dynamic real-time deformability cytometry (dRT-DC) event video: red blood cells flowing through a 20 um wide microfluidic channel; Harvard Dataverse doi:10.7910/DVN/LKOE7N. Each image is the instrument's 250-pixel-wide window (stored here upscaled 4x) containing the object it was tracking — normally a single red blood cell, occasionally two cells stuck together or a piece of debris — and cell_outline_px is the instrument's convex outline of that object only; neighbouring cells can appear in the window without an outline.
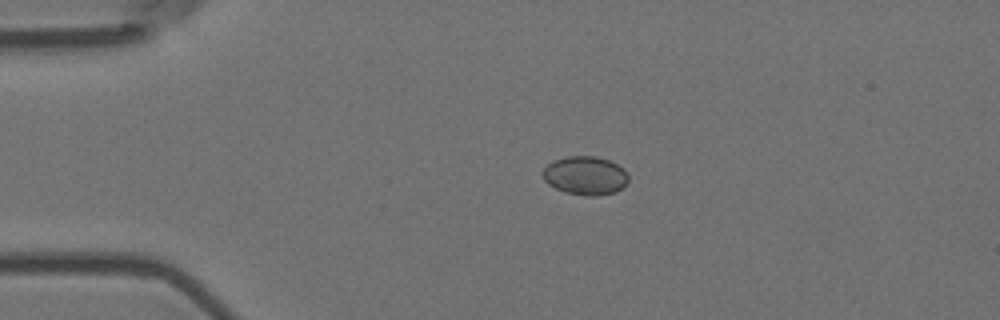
{"species": "Egyptian fruit bat (a non-hibernating species)", "species_latin": "Rousettus aegyptiacus", "temperature_condition": "room temperature", "stored_images_in_passage": 9, "camera_frame_rate_fps": 3000, "um_per_image_px": 0.085, "animal": {"sex": "female"}, "frame": {"image": 1, "passage_image": 2, "time_ms": 0.333, "image_size_px": [1000, 320], "cell_outline_px": [[628, 180], [616, 192], [596, 196], [584, 196], [564, 192], [548, 184], [544, 180], [540, 172], [548, 164], [556, 160], [568, 156], [596, 156], [608, 160], [624, 168], [628, 172]], "centroid_in_image_um": [49.73, 14.93], "position_along_channel_um": 35.3, "area_um2": 19.36}}
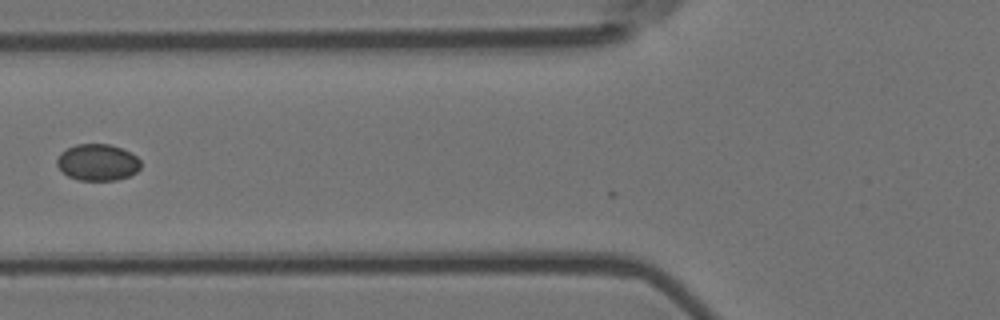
{"frame": {"image": 2, "passage_image": 5, "time_ms": 1.333, "image_size_px": [1000, 320], "cell_outline_px": [[140, 168], [136, 172], [128, 176], [116, 180], [80, 180], [68, 176], [56, 164], [56, 160], [60, 152], [76, 144], [108, 144], [120, 148], [136, 156], [140, 160]], "centroid_in_image_um": [8.28, 13.8], "position_along_channel_um": 117.5, "area_um2": 17.69}}
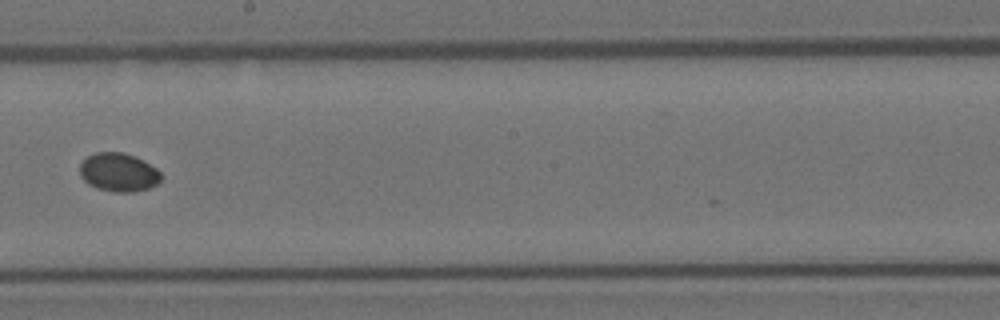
{"frame": {"image": 3, "passage_image": 8, "time_ms": 2.333, "image_size_px": [1000, 320], "cell_outline_px": [[160, 180], [156, 184], [148, 188], [132, 192], [116, 192], [96, 188], [88, 184], [80, 176], [80, 164], [88, 156], [96, 152], [120, 152], [132, 156], [156, 168], [160, 172]], "centroid_in_image_um": [10.04, 14.66], "position_along_channel_um": 238.2, "area_um2": 17.92}}